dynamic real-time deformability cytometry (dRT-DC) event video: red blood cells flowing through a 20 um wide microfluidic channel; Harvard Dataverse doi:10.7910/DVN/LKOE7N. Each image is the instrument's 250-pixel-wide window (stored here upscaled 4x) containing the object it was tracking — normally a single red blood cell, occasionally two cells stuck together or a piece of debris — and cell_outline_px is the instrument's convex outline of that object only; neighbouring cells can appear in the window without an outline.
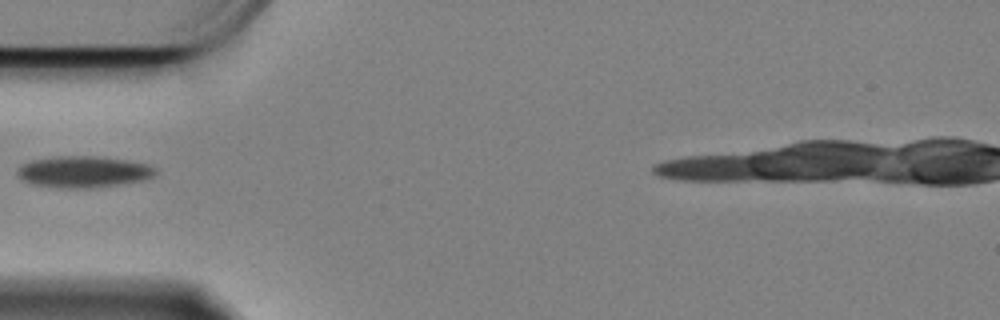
{"species": "Egyptian fruit bat (a non-hibernating species)", "species_latin": "Rousettus aegyptiacus", "temperature_condition": "cold", "stored_images_in_passage": 42, "camera_frame_rate_fps": 3000, "um_per_image_px": 0.085, "animal": {"sex": "female"}, "frame": {"image": 1, "passage_image": 1, "time_ms": 0.0, "image_size_px": [1000, 320], "cell_outline_px": [[156, 172], [152, 176], [144, 180], [92, 188], [60, 188], [32, 184], [24, 180], [16, 172], [24, 164], [32, 160], [52, 156], [100, 156], [128, 160], [148, 164], [156, 168]], "centroid_in_image_um": [7.12, 14.59], "position_along_channel_um": 77.9, "area_um2": 25.26}}
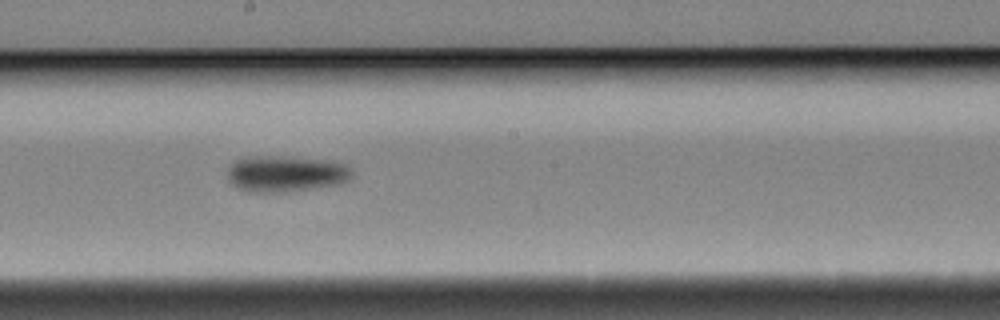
{"frame": {"image": 2, "passage_image": 14, "time_ms": 4.333, "image_size_px": [1000, 320], "cell_outline_px": [[352, 172], [348, 180], [336, 184], [312, 188], [284, 192], [248, 192], [232, 184], [228, 180], [228, 164], [236, 160], [252, 156], [288, 156], [340, 160]], "centroid_in_image_um": [24.28, 14.74], "position_along_channel_um": 223.9, "area_um2": 26.53}}
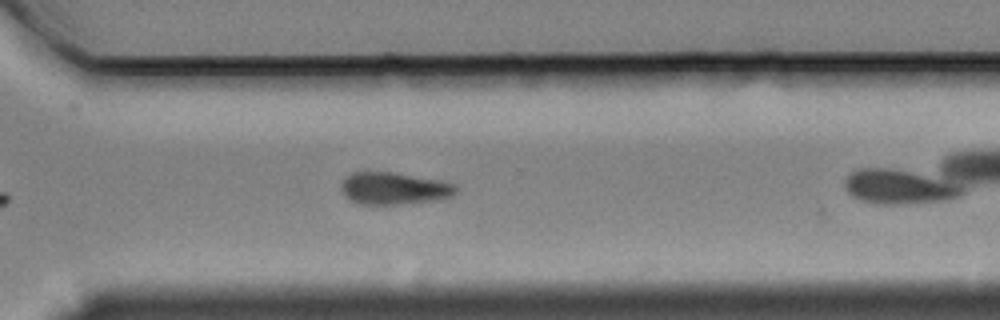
{"frame": {"image": 3, "passage_image": 24, "time_ms": 7.667, "image_size_px": [1000, 320], "cell_outline_px": [[456, 192], [452, 196], [444, 200], [404, 204], [360, 204], [344, 196], [344, 176], [352, 172], [392, 172], [444, 180], [456, 184]], "centroid_in_image_um": [33.59, 16.01], "position_along_channel_um": 337.0, "area_um2": 21.73}}